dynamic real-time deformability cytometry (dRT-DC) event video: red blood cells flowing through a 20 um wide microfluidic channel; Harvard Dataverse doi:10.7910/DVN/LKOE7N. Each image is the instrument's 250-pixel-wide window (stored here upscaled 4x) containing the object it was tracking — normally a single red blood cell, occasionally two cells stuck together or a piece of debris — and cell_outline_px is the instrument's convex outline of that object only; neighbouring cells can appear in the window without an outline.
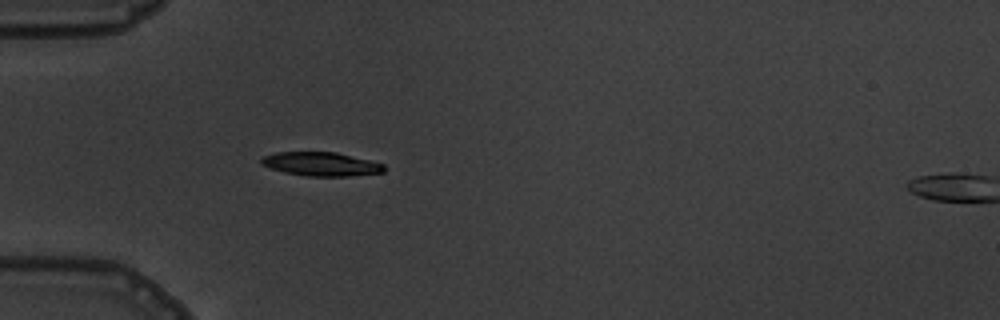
{"species": "common noctule bat (a hibernating species)", "species_latin": "Nyctalus noctula", "temperature_condition": "warm", "stored_images_in_passage": 6, "camera_frame_rate_fps": 3000, "um_per_image_px": 0.085, "animal": {"sex": "male", "body_mass_g": 19.5, "forearm_length_mm": 54.6}, "frame": {"image": 1, "passage_image": 5, "time_ms": 4.667, "image_size_px": [1000, 320], "cell_outline_px": [[384, 172], [348, 176], [304, 176], [284, 172], [260, 164], [260, 160], [264, 156], [276, 152], [336, 152], [384, 164]], "centroid_in_image_um": [27.27, 13.94], "position_along_channel_um": 57.7, "area_um2": 16.88}}